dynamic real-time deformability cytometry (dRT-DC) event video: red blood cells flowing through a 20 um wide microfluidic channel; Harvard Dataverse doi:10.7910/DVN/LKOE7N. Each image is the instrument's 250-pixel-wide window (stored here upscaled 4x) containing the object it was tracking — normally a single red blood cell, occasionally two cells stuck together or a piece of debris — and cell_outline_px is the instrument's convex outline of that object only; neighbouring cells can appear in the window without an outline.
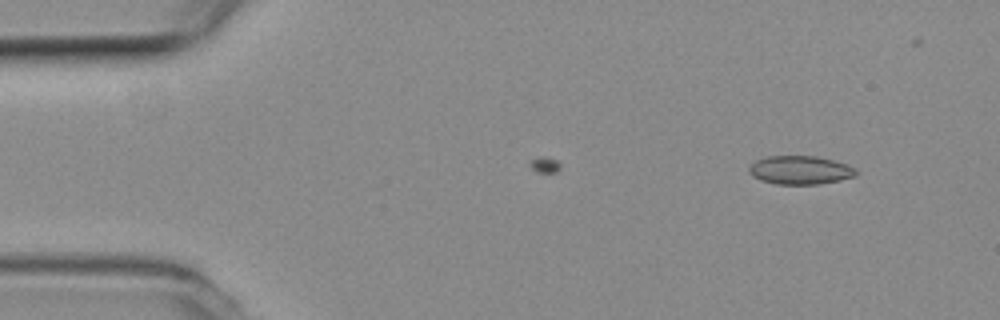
{"species": "common noctule bat (a hibernating species)", "species_latin": "Nyctalus noctula", "temperature_condition": "room temperature", "stored_images_in_passage": 10, "camera_frame_rate_fps": 3000, "um_per_image_px": 0.085, "animal": {"sex": "female", "body_mass_g": 19.3, "forearm_length_mm": 54.1}, "frame": {"image": 1, "passage_image": 10, "time_ms": 3.0, "image_size_px": [1000, 320], "cell_outline_px": [[856, 176], [840, 180], [820, 184], [776, 184], [760, 180], [752, 176], [748, 172], [748, 168], [756, 160], [764, 156], [816, 156], [848, 164], [856, 168]], "centroid_in_image_um": [68.0, 14.46], "position_along_channel_um": 17.0, "area_um2": 17.92}}